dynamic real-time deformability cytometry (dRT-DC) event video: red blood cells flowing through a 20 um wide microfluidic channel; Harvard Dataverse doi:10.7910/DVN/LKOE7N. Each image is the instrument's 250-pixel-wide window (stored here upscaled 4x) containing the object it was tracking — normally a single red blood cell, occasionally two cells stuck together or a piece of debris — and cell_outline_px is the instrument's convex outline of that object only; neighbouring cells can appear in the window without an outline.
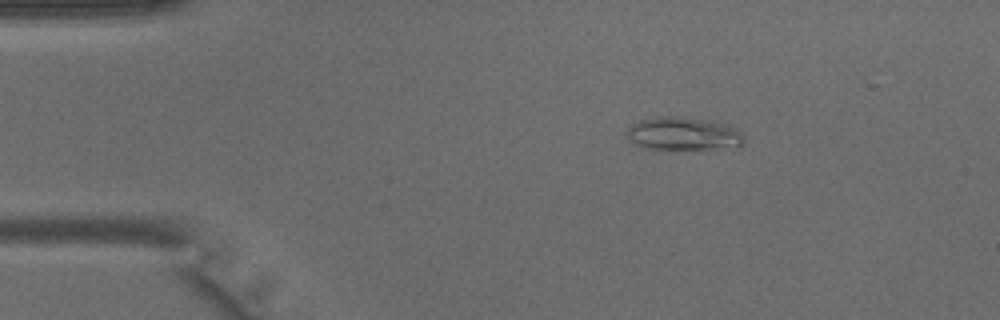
{"species": "common noctule bat (a hibernating species)", "species_latin": "Nyctalus noctula", "temperature_condition": "warm", "stored_images_in_passage": 4, "camera_frame_rate_fps": 3000, "um_per_image_px": 0.085, "animal": {"sex": "male", "body_mass_g": 15.6}, "frame": {"image": 1, "passage_image": 2, "time_ms": 0.333, "image_size_px": [1000, 320], "cell_outline_px": [[744, 144], [740, 148], [676, 152], [644, 148], [636, 144], [628, 136], [628, 128], [632, 124], [640, 120], [656, 116], [680, 116], [708, 120], [728, 124], [736, 128], [744, 136]], "centroid_in_image_um": [58.17, 11.43], "position_along_channel_um": 26.8, "area_um2": 23.93}}